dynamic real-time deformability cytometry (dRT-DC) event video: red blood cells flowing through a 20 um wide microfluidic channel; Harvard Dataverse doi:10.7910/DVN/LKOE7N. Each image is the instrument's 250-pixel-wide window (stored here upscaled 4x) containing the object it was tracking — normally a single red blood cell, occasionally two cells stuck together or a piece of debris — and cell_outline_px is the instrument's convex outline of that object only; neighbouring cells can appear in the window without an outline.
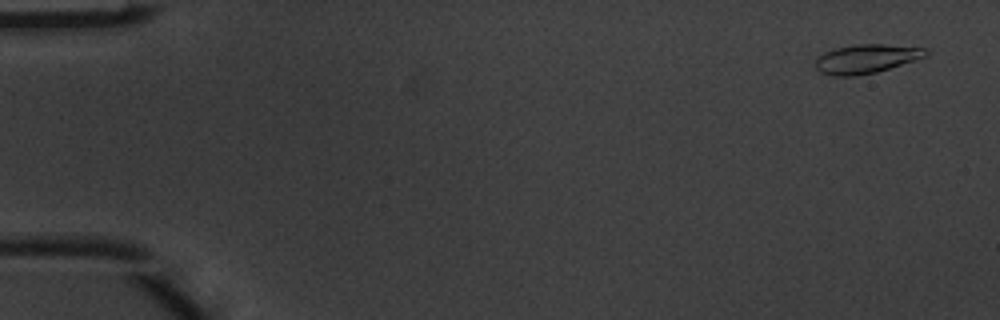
{"species": "common noctule bat (a hibernating species)", "species_latin": "Nyctalus noctula", "temperature_condition": "warm", "stored_images_in_passage": 5, "camera_frame_rate_fps": 3000, "um_per_image_px": 0.085, "animal": {"sex": "male", "body_mass_g": 20.1, "forearm_length_mm": 53.5}, "frame": {"image": 1, "passage_image": 1, "time_ms": 0.0, "image_size_px": [1000, 320], "cell_outline_px": [[928, 52], [924, 56], [876, 72], [852, 76], [832, 76], [820, 72], [816, 68], [816, 56], [824, 52], [836, 48], [856, 44], [884, 44], [928, 48]], "centroid_in_image_um": [73.57, 4.99], "position_along_channel_um": 11.4, "area_um2": 18.38}}
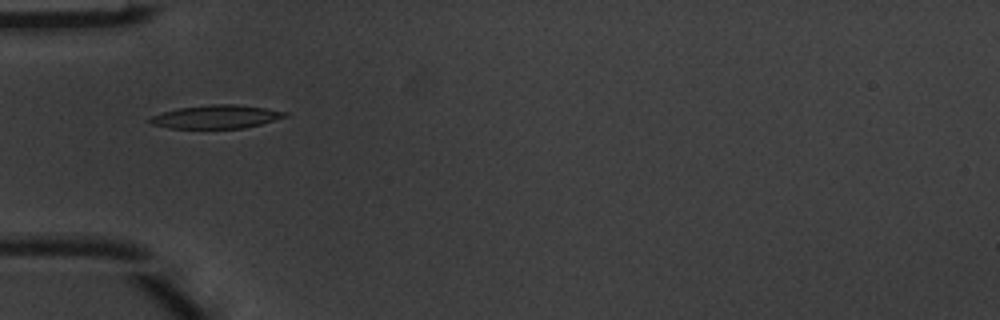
{"frame": {"image": 2, "passage_image": 5, "time_ms": 1.333, "image_size_px": [1000, 320], "cell_outline_px": [[288, 116], [260, 124], [244, 128], [168, 128], [152, 124], [148, 120], [152, 116], [176, 108], [212, 104], [236, 104], [264, 108], [288, 112]], "centroid_in_image_um": [18.38, 9.92], "position_along_channel_um": 66.6, "area_um2": 18.26}}